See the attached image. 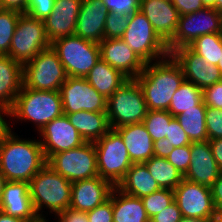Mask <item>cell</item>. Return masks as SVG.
Listing matches in <instances>:
<instances>
[{"label": "cell", "instance_id": "1", "mask_svg": "<svg viewBox=\"0 0 222 222\" xmlns=\"http://www.w3.org/2000/svg\"><path fill=\"white\" fill-rule=\"evenodd\" d=\"M47 164L40 141L11 131L0 141V172L6 181L30 182Z\"/></svg>", "mask_w": 222, "mask_h": 222}, {"label": "cell", "instance_id": "2", "mask_svg": "<svg viewBox=\"0 0 222 222\" xmlns=\"http://www.w3.org/2000/svg\"><path fill=\"white\" fill-rule=\"evenodd\" d=\"M144 94L148 110H167L175 91L184 82L182 68L169 55L159 61L145 64L135 78Z\"/></svg>", "mask_w": 222, "mask_h": 222}, {"label": "cell", "instance_id": "3", "mask_svg": "<svg viewBox=\"0 0 222 222\" xmlns=\"http://www.w3.org/2000/svg\"><path fill=\"white\" fill-rule=\"evenodd\" d=\"M72 182L55 172L47 164L30 180L29 190L33 207L37 216L46 221L41 210L46 208L49 213L66 210L71 202Z\"/></svg>", "mask_w": 222, "mask_h": 222}, {"label": "cell", "instance_id": "4", "mask_svg": "<svg viewBox=\"0 0 222 222\" xmlns=\"http://www.w3.org/2000/svg\"><path fill=\"white\" fill-rule=\"evenodd\" d=\"M63 115L60 91H40L22 86L16 96L11 117L34 122L37 131Z\"/></svg>", "mask_w": 222, "mask_h": 222}, {"label": "cell", "instance_id": "5", "mask_svg": "<svg viewBox=\"0 0 222 222\" xmlns=\"http://www.w3.org/2000/svg\"><path fill=\"white\" fill-rule=\"evenodd\" d=\"M148 108L136 79H128L107 99L106 114L111 129L141 123Z\"/></svg>", "mask_w": 222, "mask_h": 222}, {"label": "cell", "instance_id": "6", "mask_svg": "<svg viewBox=\"0 0 222 222\" xmlns=\"http://www.w3.org/2000/svg\"><path fill=\"white\" fill-rule=\"evenodd\" d=\"M63 64L68 77L85 78L99 61V44L85 40L75 34L61 37L51 43Z\"/></svg>", "mask_w": 222, "mask_h": 222}, {"label": "cell", "instance_id": "7", "mask_svg": "<svg viewBox=\"0 0 222 222\" xmlns=\"http://www.w3.org/2000/svg\"><path fill=\"white\" fill-rule=\"evenodd\" d=\"M94 146L99 177L117 186L133 164L122 137L115 129H110Z\"/></svg>", "mask_w": 222, "mask_h": 222}, {"label": "cell", "instance_id": "8", "mask_svg": "<svg viewBox=\"0 0 222 222\" xmlns=\"http://www.w3.org/2000/svg\"><path fill=\"white\" fill-rule=\"evenodd\" d=\"M58 55L49 47L23 65V86L40 91H60L67 80Z\"/></svg>", "mask_w": 222, "mask_h": 222}, {"label": "cell", "instance_id": "9", "mask_svg": "<svg viewBox=\"0 0 222 222\" xmlns=\"http://www.w3.org/2000/svg\"><path fill=\"white\" fill-rule=\"evenodd\" d=\"M121 39L146 64L170 55L167 45L160 39L147 17L137 11L129 16V24Z\"/></svg>", "mask_w": 222, "mask_h": 222}, {"label": "cell", "instance_id": "10", "mask_svg": "<svg viewBox=\"0 0 222 222\" xmlns=\"http://www.w3.org/2000/svg\"><path fill=\"white\" fill-rule=\"evenodd\" d=\"M49 47L51 42L47 37L44 22L22 13L11 39L8 56L24 65Z\"/></svg>", "mask_w": 222, "mask_h": 222}, {"label": "cell", "instance_id": "11", "mask_svg": "<svg viewBox=\"0 0 222 222\" xmlns=\"http://www.w3.org/2000/svg\"><path fill=\"white\" fill-rule=\"evenodd\" d=\"M47 165L70 182L99 176L94 142L56 153L47 160Z\"/></svg>", "mask_w": 222, "mask_h": 222}, {"label": "cell", "instance_id": "12", "mask_svg": "<svg viewBox=\"0 0 222 222\" xmlns=\"http://www.w3.org/2000/svg\"><path fill=\"white\" fill-rule=\"evenodd\" d=\"M222 33V13L214 8L204 7L187 15H180L173 39L167 44L169 53L181 47H187L198 37Z\"/></svg>", "mask_w": 222, "mask_h": 222}, {"label": "cell", "instance_id": "13", "mask_svg": "<svg viewBox=\"0 0 222 222\" xmlns=\"http://www.w3.org/2000/svg\"><path fill=\"white\" fill-rule=\"evenodd\" d=\"M63 114L79 111L106 112L107 99L85 78L67 77L60 88Z\"/></svg>", "mask_w": 222, "mask_h": 222}, {"label": "cell", "instance_id": "14", "mask_svg": "<svg viewBox=\"0 0 222 222\" xmlns=\"http://www.w3.org/2000/svg\"><path fill=\"white\" fill-rule=\"evenodd\" d=\"M173 191L182 217L212 219L216 215L210 187L183 179Z\"/></svg>", "mask_w": 222, "mask_h": 222}, {"label": "cell", "instance_id": "15", "mask_svg": "<svg viewBox=\"0 0 222 222\" xmlns=\"http://www.w3.org/2000/svg\"><path fill=\"white\" fill-rule=\"evenodd\" d=\"M40 144L46 161L54 154L79 147L85 143L66 115L53 119L40 131Z\"/></svg>", "mask_w": 222, "mask_h": 222}, {"label": "cell", "instance_id": "16", "mask_svg": "<svg viewBox=\"0 0 222 222\" xmlns=\"http://www.w3.org/2000/svg\"><path fill=\"white\" fill-rule=\"evenodd\" d=\"M170 55L182 68L185 80L192 82L201 90L222 81V74L217 66L207 63L188 47L177 48Z\"/></svg>", "mask_w": 222, "mask_h": 222}, {"label": "cell", "instance_id": "17", "mask_svg": "<svg viewBox=\"0 0 222 222\" xmlns=\"http://www.w3.org/2000/svg\"><path fill=\"white\" fill-rule=\"evenodd\" d=\"M100 57L128 79H135L144 69L145 62L121 39H103L99 43Z\"/></svg>", "mask_w": 222, "mask_h": 222}, {"label": "cell", "instance_id": "18", "mask_svg": "<svg viewBox=\"0 0 222 222\" xmlns=\"http://www.w3.org/2000/svg\"><path fill=\"white\" fill-rule=\"evenodd\" d=\"M114 185L99 176L72 182L69 208L88 212L109 199Z\"/></svg>", "mask_w": 222, "mask_h": 222}, {"label": "cell", "instance_id": "19", "mask_svg": "<svg viewBox=\"0 0 222 222\" xmlns=\"http://www.w3.org/2000/svg\"><path fill=\"white\" fill-rule=\"evenodd\" d=\"M0 211L26 222H41L33 207L29 182L7 181L0 197Z\"/></svg>", "mask_w": 222, "mask_h": 222}, {"label": "cell", "instance_id": "20", "mask_svg": "<svg viewBox=\"0 0 222 222\" xmlns=\"http://www.w3.org/2000/svg\"><path fill=\"white\" fill-rule=\"evenodd\" d=\"M152 24L160 39L167 45L177 30L179 13L169 0H141L140 9Z\"/></svg>", "mask_w": 222, "mask_h": 222}, {"label": "cell", "instance_id": "21", "mask_svg": "<svg viewBox=\"0 0 222 222\" xmlns=\"http://www.w3.org/2000/svg\"><path fill=\"white\" fill-rule=\"evenodd\" d=\"M190 155V166L184 179L211 187L221 172L213 157L209 141L192 142Z\"/></svg>", "mask_w": 222, "mask_h": 222}, {"label": "cell", "instance_id": "22", "mask_svg": "<svg viewBox=\"0 0 222 222\" xmlns=\"http://www.w3.org/2000/svg\"><path fill=\"white\" fill-rule=\"evenodd\" d=\"M81 3L82 0H55L52 13L43 20L51 43L61 37L75 34Z\"/></svg>", "mask_w": 222, "mask_h": 222}, {"label": "cell", "instance_id": "23", "mask_svg": "<svg viewBox=\"0 0 222 222\" xmlns=\"http://www.w3.org/2000/svg\"><path fill=\"white\" fill-rule=\"evenodd\" d=\"M108 13L102 0H82L75 35L99 44L104 39Z\"/></svg>", "mask_w": 222, "mask_h": 222}, {"label": "cell", "instance_id": "24", "mask_svg": "<svg viewBox=\"0 0 222 222\" xmlns=\"http://www.w3.org/2000/svg\"><path fill=\"white\" fill-rule=\"evenodd\" d=\"M115 130L122 137L133 164L144 163L154 156V142L142 122L118 127Z\"/></svg>", "mask_w": 222, "mask_h": 222}, {"label": "cell", "instance_id": "25", "mask_svg": "<svg viewBox=\"0 0 222 222\" xmlns=\"http://www.w3.org/2000/svg\"><path fill=\"white\" fill-rule=\"evenodd\" d=\"M23 86V65L0 55V103L12 108Z\"/></svg>", "mask_w": 222, "mask_h": 222}, {"label": "cell", "instance_id": "26", "mask_svg": "<svg viewBox=\"0 0 222 222\" xmlns=\"http://www.w3.org/2000/svg\"><path fill=\"white\" fill-rule=\"evenodd\" d=\"M64 115L85 142H95L111 129L106 112L79 111Z\"/></svg>", "mask_w": 222, "mask_h": 222}, {"label": "cell", "instance_id": "27", "mask_svg": "<svg viewBox=\"0 0 222 222\" xmlns=\"http://www.w3.org/2000/svg\"><path fill=\"white\" fill-rule=\"evenodd\" d=\"M116 187L128 195L139 198L161 189L144 163L132 164Z\"/></svg>", "mask_w": 222, "mask_h": 222}, {"label": "cell", "instance_id": "28", "mask_svg": "<svg viewBox=\"0 0 222 222\" xmlns=\"http://www.w3.org/2000/svg\"><path fill=\"white\" fill-rule=\"evenodd\" d=\"M85 79L106 99L128 80L124 74L101 58L89 71Z\"/></svg>", "mask_w": 222, "mask_h": 222}, {"label": "cell", "instance_id": "29", "mask_svg": "<svg viewBox=\"0 0 222 222\" xmlns=\"http://www.w3.org/2000/svg\"><path fill=\"white\" fill-rule=\"evenodd\" d=\"M113 222H150L142 200L119 190H112Z\"/></svg>", "mask_w": 222, "mask_h": 222}, {"label": "cell", "instance_id": "30", "mask_svg": "<svg viewBox=\"0 0 222 222\" xmlns=\"http://www.w3.org/2000/svg\"><path fill=\"white\" fill-rule=\"evenodd\" d=\"M206 108L202 100L198 104V109H189L175 116L191 142L208 141L205 123Z\"/></svg>", "mask_w": 222, "mask_h": 222}, {"label": "cell", "instance_id": "31", "mask_svg": "<svg viewBox=\"0 0 222 222\" xmlns=\"http://www.w3.org/2000/svg\"><path fill=\"white\" fill-rule=\"evenodd\" d=\"M144 164L150 174L162 189L174 190L184 176L167 160V158L153 156Z\"/></svg>", "mask_w": 222, "mask_h": 222}, {"label": "cell", "instance_id": "32", "mask_svg": "<svg viewBox=\"0 0 222 222\" xmlns=\"http://www.w3.org/2000/svg\"><path fill=\"white\" fill-rule=\"evenodd\" d=\"M202 100V90L192 82L184 80L175 91L168 112L175 117L186 110L198 109V104Z\"/></svg>", "mask_w": 222, "mask_h": 222}, {"label": "cell", "instance_id": "33", "mask_svg": "<svg viewBox=\"0 0 222 222\" xmlns=\"http://www.w3.org/2000/svg\"><path fill=\"white\" fill-rule=\"evenodd\" d=\"M187 47L205 59L207 63L217 66L222 52V33L202 35Z\"/></svg>", "mask_w": 222, "mask_h": 222}, {"label": "cell", "instance_id": "34", "mask_svg": "<svg viewBox=\"0 0 222 222\" xmlns=\"http://www.w3.org/2000/svg\"><path fill=\"white\" fill-rule=\"evenodd\" d=\"M173 118L167 110H148L142 123L154 142L166 138L170 121Z\"/></svg>", "mask_w": 222, "mask_h": 222}, {"label": "cell", "instance_id": "35", "mask_svg": "<svg viewBox=\"0 0 222 222\" xmlns=\"http://www.w3.org/2000/svg\"><path fill=\"white\" fill-rule=\"evenodd\" d=\"M22 13L16 10L0 8V55H8L11 39Z\"/></svg>", "mask_w": 222, "mask_h": 222}, {"label": "cell", "instance_id": "36", "mask_svg": "<svg viewBox=\"0 0 222 222\" xmlns=\"http://www.w3.org/2000/svg\"><path fill=\"white\" fill-rule=\"evenodd\" d=\"M147 216L152 218L174 202V191L160 189L141 198Z\"/></svg>", "mask_w": 222, "mask_h": 222}, {"label": "cell", "instance_id": "37", "mask_svg": "<svg viewBox=\"0 0 222 222\" xmlns=\"http://www.w3.org/2000/svg\"><path fill=\"white\" fill-rule=\"evenodd\" d=\"M129 24V16L109 12L105 21L104 39L121 38Z\"/></svg>", "mask_w": 222, "mask_h": 222}, {"label": "cell", "instance_id": "38", "mask_svg": "<svg viewBox=\"0 0 222 222\" xmlns=\"http://www.w3.org/2000/svg\"><path fill=\"white\" fill-rule=\"evenodd\" d=\"M205 123L208 140L222 138V109L207 107Z\"/></svg>", "mask_w": 222, "mask_h": 222}, {"label": "cell", "instance_id": "39", "mask_svg": "<svg viewBox=\"0 0 222 222\" xmlns=\"http://www.w3.org/2000/svg\"><path fill=\"white\" fill-rule=\"evenodd\" d=\"M167 160L184 176L191 161L190 145L174 148Z\"/></svg>", "mask_w": 222, "mask_h": 222}, {"label": "cell", "instance_id": "40", "mask_svg": "<svg viewBox=\"0 0 222 222\" xmlns=\"http://www.w3.org/2000/svg\"><path fill=\"white\" fill-rule=\"evenodd\" d=\"M108 11L131 16L140 9L141 0H102Z\"/></svg>", "mask_w": 222, "mask_h": 222}, {"label": "cell", "instance_id": "41", "mask_svg": "<svg viewBox=\"0 0 222 222\" xmlns=\"http://www.w3.org/2000/svg\"><path fill=\"white\" fill-rule=\"evenodd\" d=\"M54 6L55 0H29L25 13L43 21L52 13Z\"/></svg>", "mask_w": 222, "mask_h": 222}, {"label": "cell", "instance_id": "42", "mask_svg": "<svg viewBox=\"0 0 222 222\" xmlns=\"http://www.w3.org/2000/svg\"><path fill=\"white\" fill-rule=\"evenodd\" d=\"M166 138L169 140L168 143L174 148L190 145L192 143L183 128L180 126L176 117L170 121L168 135H166Z\"/></svg>", "mask_w": 222, "mask_h": 222}, {"label": "cell", "instance_id": "43", "mask_svg": "<svg viewBox=\"0 0 222 222\" xmlns=\"http://www.w3.org/2000/svg\"><path fill=\"white\" fill-rule=\"evenodd\" d=\"M89 222H113L112 192L108 200L87 212Z\"/></svg>", "mask_w": 222, "mask_h": 222}, {"label": "cell", "instance_id": "44", "mask_svg": "<svg viewBox=\"0 0 222 222\" xmlns=\"http://www.w3.org/2000/svg\"><path fill=\"white\" fill-rule=\"evenodd\" d=\"M202 98L207 107L222 109V81L203 89Z\"/></svg>", "mask_w": 222, "mask_h": 222}, {"label": "cell", "instance_id": "45", "mask_svg": "<svg viewBox=\"0 0 222 222\" xmlns=\"http://www.w3.org/2000/svg\"><path fill=\"white\" fill-rule=\"evenodd\" d=\"M181 218V211L174 201L170 206L150 218V222H180Z\"/></svg>", "mask_w": 222, "mask_h": 222}, {"label": "cell", "instance_id": "46", "mask_svg": "<svg viewBox=\"0 0 222 222\" xmlns=\"http://www.w3.org/2000/svg\"><path fill=\"white\" fill-rule=\"evenodd\" d=\"M171 3L178 10L179 15L191 14L204 8L201 0H171Z\"/></svg>", "mask_w": 222, "mask_h": 222}, {"label": "cell", "instance_id": "47", "mask_svg": "<svg viewBox=\"0 0 222 222\" xmlns=\"http://www.w3.org/2000/svg\"><path fill=\"white\" fill-rule=\"evenodd\" d=\"M58 217V218H57ZM58 222H89L87 212L77 211L71 208L57 214Z\"/></svg>", "mask_w": 222, "mask_h": 222}, {"label": "cell", "instance_id": "48", "mask_svg": "<svg viewBox=\"0 0 222 222\" xmlns=\"http://www.w3.org/2000/svg\"><path fill=\"white\" fill-rule=\"evenodd\" d=\"M213 203L217 212H222V173L210 187Z\"/></svg>", "mask_w": 222, "mask_h": 222}, {"label": "cell", "instance_id": "49", "mask_svg": "<svg viewBox=\"0 0 222 222\" xmlns=\"http://www.w3.org/2000/svg\"><path fill=\"white\" fill-rule=\"evenodd\" d=\"M168 142L167 138L154 141L153 151L155 157L167 158L169 156L174 147Z\"/></svg>", "mask_w": 222, "mask_h": 222}, {"label": "cell", "instance_id": "50", "mask_svg": "<svg viewBox=\"0 0 222 222\" xmlns=\"http://www.w3.org/2000/svg\"><path fill=\"white\" fill-rule=\"evenodd\" d=\"M4 116L11 118V108L0 103V141L12 131Z\"/></svg>", "mask_w": 222, "mask_h": 222}, {"label": "cell", "instance_id": "51", "mask_svg": "<svg viewBox=\"0 0 222 222\" xmlns=\"http://www.w3.org/2000/svg\"><path fill=\"white\" fill-rule=\"evenodd\" d=\"M29 0H0V8L16 10L25 13Z\"/></svg>", "mask_w": 222, "mask_h": 222}, {"label": "cell", "instance_id": "52", "mask_svg": "<svg viewBox=\"0 0 222 222\" xmlns=\"http://www.w3.org/2000/svg\"><path fill=\"white\" fill-rule=\"evenodd\" d=\"M208 141L211 146L213 157L217 162L220 172L222 173V138Z\"/></svg>", "mask_w": 222, "mask_h": 222}, {"label": "cell", "instance_id": "53", "mask_svg": "<svg viewBox=\"0 0 222 222\" xmlns=\"http://www.w3.org/2000/svg\"><path fill=\"white\" fill-rule=\"evenodd\" d=\"M0 222H26V221L17 217H13L11 215H7L3 211H0Z\"/></svg>", "mask_w": 222, "mask_h": 222}, {"label": "cell", "instance_id": "54", "mask_svg": "<svg viewBox=\"0 0 222 222\" xmlns=\"http://www.w3.org/2000/svg\"><path fill=\"white\" fill-rule=\"evenodd\" d=\"M180 222H212V219L182 217Z\"/></svg>", "mask_w": 222, "mask_h": 222}, {"label": "cell", "instance_id": "55", "mask_svg": "<svg viewBox=\"0 0 222 222\" xmlns=\"http://www.w3.org/2000/svg\"><path fill=\"white\" fill-rule=\"evenodd\" d=\"M204 7L214 8L216 10V0H201Z\"/></svg>", "mask_w": 222, "mask_h": 222}, {"label": "cell", "instance_id": "56", "mask_svg": "<svg viewBox=\"0 0 222 222\" xmlns=\"http://www.w3.org/2000/svg\"><path fill=\"white\" fill-rule=\"evenodd\" d=\"M6 182L7 181H6L5 177L0 172V197L2 195L3 188H4V185H5Z\"/></svg>", "mask_w": 222, "mask_h": 222}, {"label": "cell", "instance_id": "57", "mask_svg": "<svg viewBox=\"0 0 222 222\" xmlns=\"http://www.w3.org/2000/svg\"><path fill=\"white\" fill-rule=\"evenodd\" d=\"M212 222H222V212H216V215L212 218Z\"/></svg>", "mask_w": 222, "mask_h": 222}, {"label": "cell", "instance_id": "58", "mask_svg": "<svg viewBox=\"0 0 222 222\" xmlns=\"http://www.w3.org/2000/svg\"><path fill=\"white\" fill-rule=\"evenodd\" d=\"M216 10L222 13V0H216Z\"/></svg>", "mask_w": 222, "mask_h": 222}, {"label": "cell", "instance_id": "59", "mask_svg": "<svg viewBox=\"0 0 222 222\" xmlns=\"http://www.w3.org/2000/svg\"><path fill=\"white\" fill-rule=\"evenodd\" d=\"M217 68L220 70V72L222 74V52H221V55H220V60L217 64Z\"/></svg>", "mask_w": 222, "mask_h": 222}]
</instances>
